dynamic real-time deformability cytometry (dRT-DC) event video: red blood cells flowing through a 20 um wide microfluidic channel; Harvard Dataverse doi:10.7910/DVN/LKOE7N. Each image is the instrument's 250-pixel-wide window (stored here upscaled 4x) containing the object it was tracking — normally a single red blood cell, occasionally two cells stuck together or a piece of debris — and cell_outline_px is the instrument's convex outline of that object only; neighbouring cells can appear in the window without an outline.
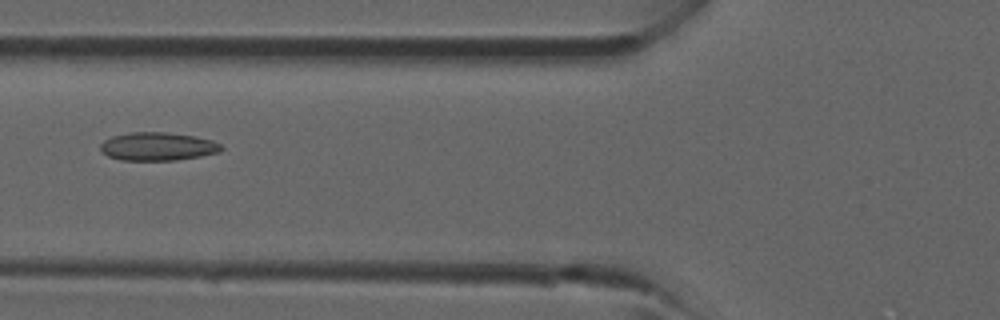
{"species": "common noctule bat (a hibernating species)", "species_latin": "Nyctalus noctula", "temperature_condition": "room temperature", "stored_images_in_passage": 40, "camera_frame_rate_fps": 3000, "um_per_image_px": 0.085, "animal": {"sex": "male", "forearm_length_mm": 52.5}, "frame": {"image": 1, "passage_image": 15, "time_ms": 4.667, "image_size_px": [1000, 320], "cell_outline_px": [[224, 148], [220, 152], [200, 156], [176, 160], [120, 160], [108, 156], [100, 152], [100, 144], [104, 140], [112, 136], [132, 132], [164, 132], [196, 136], [212, 140], [220, 144]], "centroid_in_image_um": [13.39, 12.45], "position_along_channel_um": 112.4, "area_um2": 20.0}}
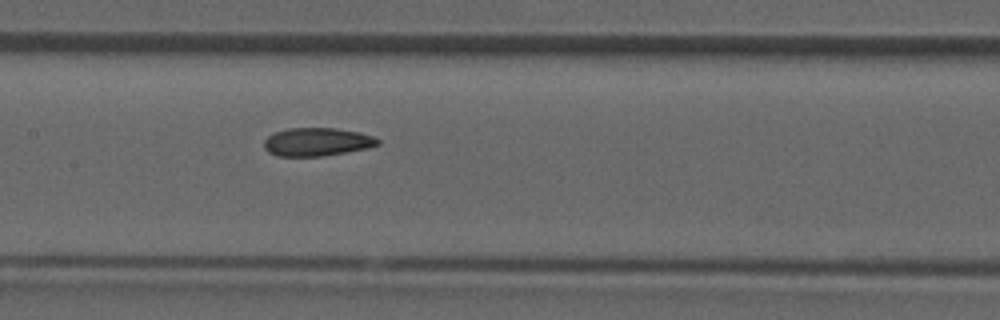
{"frame": {"image": 2, "passage_image": 19, "time_ms": 6.0, "image_size_px": [1000, 320], "cell_outline_px": [[380, 144], [368, 148], [320, 156], [276, 156], [268, 152], [264, 148], [264, 140], [268, 136], [276, 132], [288, 128], [336, 128], [360, 132], [372, 136], [380, 140]], "centroid_in_image_um": [26.94, 12.06], "position_along_channel_um": 180.5, "area_um2": 18.67}}
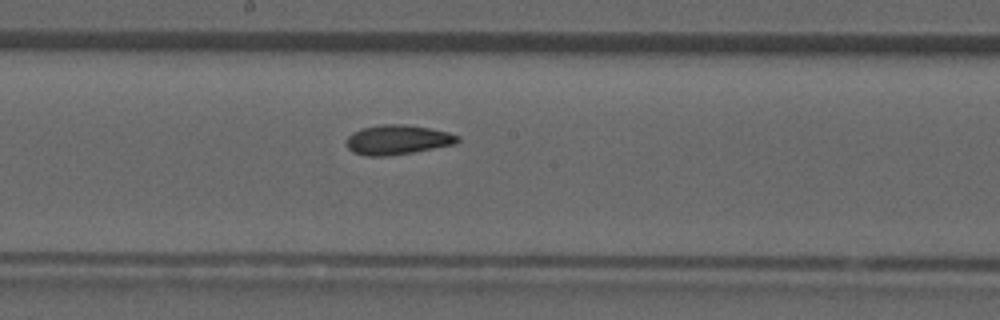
{"frame": {"image": 3, "passage_image": 21, "time_ms": 6.667, "image_size_px": [1000, 320], "cell_outline_px": [[460, 140], [456, 144], [412, 152], [388, 156], [368, 156], [352, 152], [344, 144], [348, 136], [352, 132], [360, 128], [384, 124], [404, 124], [428, 128], [448, 132], [460, 136]], "centroid_in_image_um": [33.76, 11.88], "position_along_channel_um": 214.4, "area_um2": 19.31}}